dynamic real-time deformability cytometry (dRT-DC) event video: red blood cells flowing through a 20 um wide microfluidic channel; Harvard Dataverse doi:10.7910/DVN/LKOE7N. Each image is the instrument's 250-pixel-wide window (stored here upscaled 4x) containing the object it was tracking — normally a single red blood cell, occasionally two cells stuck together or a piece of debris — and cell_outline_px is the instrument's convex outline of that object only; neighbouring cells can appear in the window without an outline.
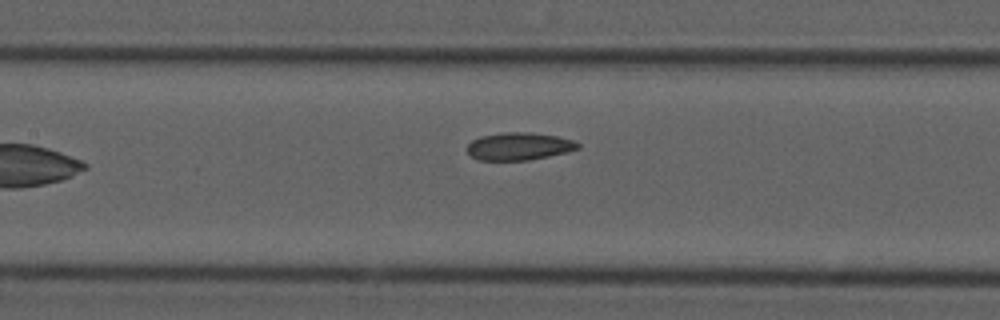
{"species": "common noctule bat (a hibernating species)", "species_latin": "Nyctalus noctula", "temperature_condition": "cold", "stored_images_in_passage": 8, "camera_frame_rate_fps": 3000, "um_per_image_px": 0.085, "animal": {"sex": "male", "forearm_length_mm": 52.5}, "frame": {"image": 1, "passage_image": 8, "time_ms": 2.333, "image_size_px": [1000, 320], "cell_outline_px": [[580, 148], [568, 152], [528, 160], [476, 160], [468, 152], [468, 144], [472, 140], [480, 136], [508, 132], [524, 132], [556, 136], [572, 140], [580, 144]], "centroid_in_image_um": [44.11, 12.44], "position_along_channel_um": 163.3, "area_um2": 17.63}}